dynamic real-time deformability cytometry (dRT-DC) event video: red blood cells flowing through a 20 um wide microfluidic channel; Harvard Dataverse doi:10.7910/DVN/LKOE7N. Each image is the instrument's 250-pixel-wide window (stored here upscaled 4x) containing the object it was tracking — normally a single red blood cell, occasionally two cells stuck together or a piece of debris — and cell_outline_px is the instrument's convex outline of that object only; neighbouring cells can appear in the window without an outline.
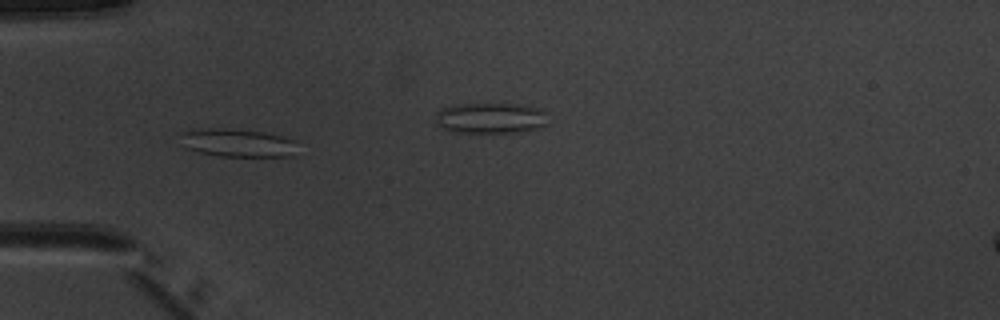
{"species": "common noctule bat (a hibernating species)", "species_latin": "Nyctalus noctula", "temperature_condition": "warm", "stored_images_in_passage": 8, "camera_frame_rate_fps": 3000, "um_per_image_px": 0.085, "animal": {"sex": "male", "body_mass_g": 20.1, "forearm_length_mm": 53.5}, "frame": {"image": 1, "passage_image": 4, "time_ms": 3.667, "image_size_px": [1000, 320], "cell_outline_px": [[296, 156], [220, 156], [200, 152], [184, 148], [184, 132], [192, 128], [224, 128], [264, 132], [296, 140]], "centroid_in_image_um": [20.24, 12.14], "position_along_channel_um": 64.8, "area_um2": 19.13}}
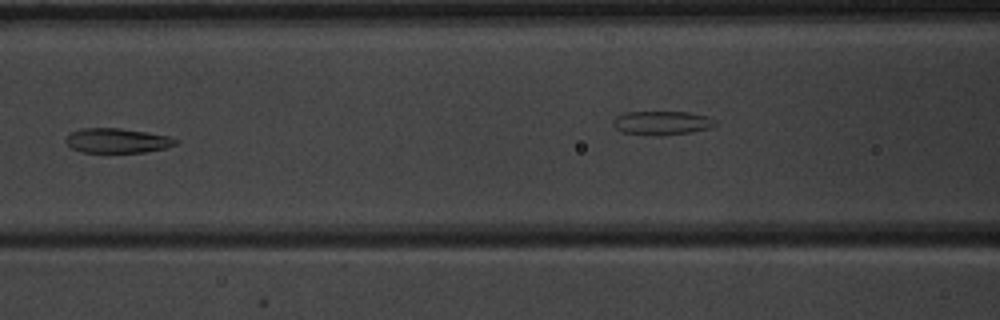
{"frame": {"image": 2, "passage_image": 6, "time_ms": 6.0, "image_size_px": [1000, 320], "cell_outline_px": [[180, 140], [176, 144], [164, 148], [144, 152], [84, 152], [72, 148], [64, 140], [68, 132], [80, 128], [120, 128], [148, 132], [168, 136]], "centroid_in_image_um": [9.93, 11.94], "position_along_channel_um": 156.7, "area_um2": 15.84}}
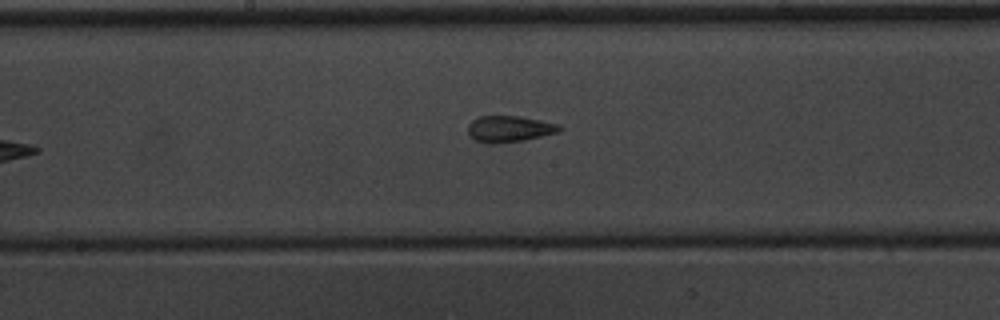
{"frame": {"image": 3, "passage_image": 8, "time_ms": 8.333, "image_size_px": [1000, 320], "cell_outline_px": [[564, 128], [560, 132], [524, 140], [496, 144], [488, 144], [476, 140], [468, 132], [468, 124], [472, 120], [480, 116], [520, 116], [540, 120], [556, 124]], "centroid_in_image_um": [43.3, 10.96], "position_along_channel_um": 204.9, "area_um2": 14.05}}